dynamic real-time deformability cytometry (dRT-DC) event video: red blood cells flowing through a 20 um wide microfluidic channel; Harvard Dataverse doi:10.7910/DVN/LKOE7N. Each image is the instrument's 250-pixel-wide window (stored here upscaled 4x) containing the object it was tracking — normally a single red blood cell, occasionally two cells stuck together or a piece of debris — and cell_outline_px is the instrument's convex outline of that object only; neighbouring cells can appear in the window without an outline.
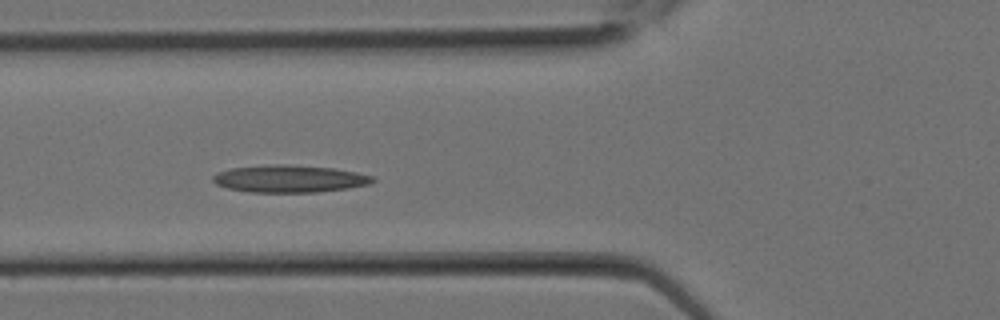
{"species": "Egyptian fruit bat (a non-hibernating species)", "species_latin": "Rousettus aegyptiacus", "temperature_condition": "room temperature", "stored_images_in_passage": 12, "camera_frame_rate_fps": 3000, "um_per_image_px": 0.085, "animal": {"sex": "female"}, "frame": {"image": 1, "passage_image": 9, "time_ms": 2.667, "image_size_px": [1000, 320], "cell_outline_px": [[376, 180], [368, 184], [348, 188], [316, 192], [248, 192], [228, 188], [216, 184], [212, 180], [212, 176], [216, 172], [232, 168], [268, 164], [288, 164], [332, 168], [356, 172], [376, 176]], "centroid_in_image_um": [24.6, 15.19], "position_along_channel_um": 101.2, "area_um2": 25.55}}
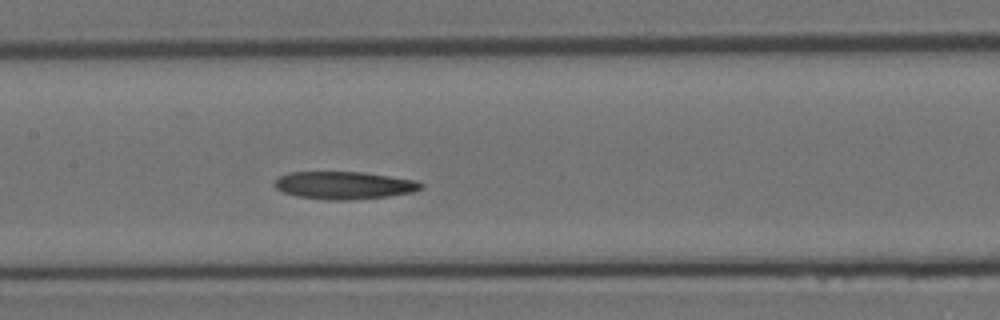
{"frame": {"image": 2, "passage_image": 12, "time_ms": 3.667, "image_size_px": [1000, 320], "cell_outline_px": [[424, 188], [412, 192], [388, 196], [352, 200], [328, 200], [296, 196], [284, 192], [276, 188], [272, 184], [280, 176], [288, 172], [364, 172], [416, 180], [424, 184]], "centroid_in_image_um": [29.26, 15.75], "position_along_channel_um": 178.1, "area_um2": 23.7}}